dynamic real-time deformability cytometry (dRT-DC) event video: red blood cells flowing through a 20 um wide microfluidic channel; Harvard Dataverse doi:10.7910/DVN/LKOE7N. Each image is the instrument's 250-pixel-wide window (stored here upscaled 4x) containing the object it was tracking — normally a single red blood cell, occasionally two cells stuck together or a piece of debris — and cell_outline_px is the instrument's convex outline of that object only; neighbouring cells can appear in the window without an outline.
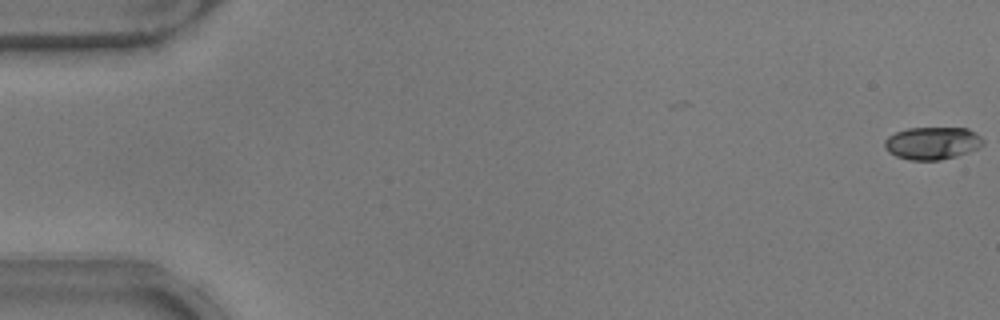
{"species": "common noctule bat (a hibernating species)", "species_latin": "Nyctalus noctula", "temperature_condition": "warm", "stored_images_in_passage": 9, "camera_frame_rate_fps": 3000, "um_per_image_px": 0.085, "animal": {"sex": "male", "body_mass_g": 17.9}, "frame": {"image": 1, "passage_image": 1, "time_ms": 0.0, "image_size_px": [1000, 320], "cell_outline_px": [[984, 144], [968, 152], [956, 156], [940, 160], [908, 160], [896, 156], [888, 152], [884, 148], [884, 140], [888, 136], [896, 132], [908, 128], [968, 128], [976, 132], [984, 140]], "centroid_in_image_um": [79.23, 12.17], "position_along_channel_um": 5.8, "area_um2": 18.79}}